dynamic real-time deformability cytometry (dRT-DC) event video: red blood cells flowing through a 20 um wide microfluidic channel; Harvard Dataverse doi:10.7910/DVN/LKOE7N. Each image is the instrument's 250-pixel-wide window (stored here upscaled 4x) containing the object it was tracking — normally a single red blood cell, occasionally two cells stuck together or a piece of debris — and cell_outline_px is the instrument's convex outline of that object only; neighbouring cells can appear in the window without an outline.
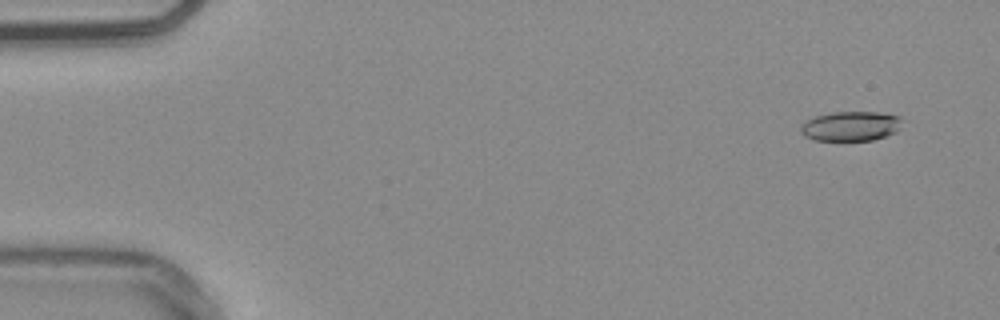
{"species": "common noctule bat (a hibernating species)", "species_latin": "Nyctalus noctula", "temperature_condition": "warm", "stored_images_in_passage": 51, "camera_frame_rate_fps": 3000, "um_per_image_px": 0.085, "animal": {"sex": "male", "body_mass_g": 20.4}, "frame": {"image": 1, "passage_image": 1, "time_ms": 0.0, "image_size_px": [1000, 320], "cell_outline_px": [[904, 120], [900, 128], [896, 132], [872, 140], [816, 140], [804, 136], [800, 132], [800, 124], [816, 116], [832, 112], [880, 112], [900, 116]], "centroid_in_image_um": [72.34, 10.71], "position_along_channel_um": 12.7, "area_um2": 17.63}}
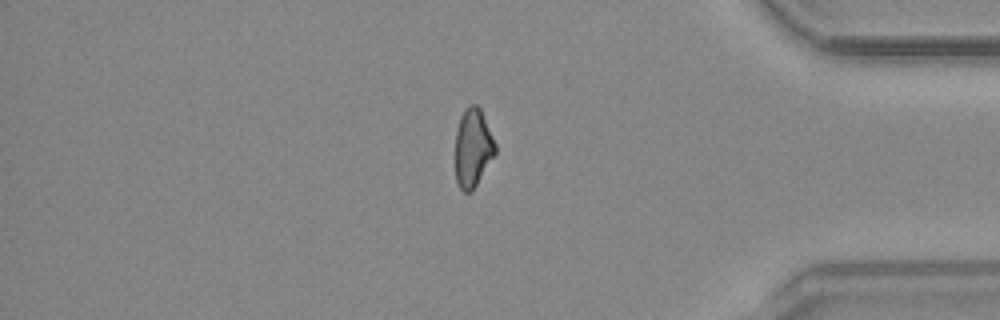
{"frame": {"image": 2, "passage_image": 43, "time_ms": 14.0, "image_size_px": [1000, 320], "cell_outline_px": [[496, 152], [472, 192], [464, 192], [460, 188], [456, 180], [456, 132], [460, 116], [464, 108], [468, 104], [476, 104], [480, 108], [496, 144]], "centroid_in_image_um": [40.19, 12.55], "position_along_channel_um": 395.0, "area_um2": 18.21}}
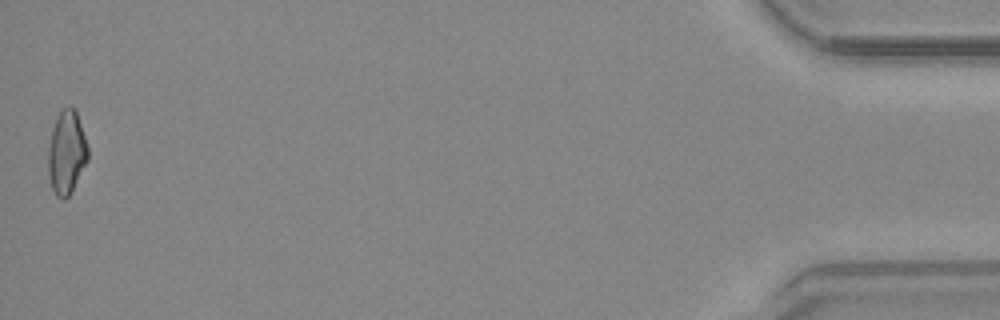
{"frame": {"image": 3, "passage_image": 51, "time_ms": 16.667, "image_size_px": [1000, 320], "cell_outline_px": [[88, 160], [72, 192], [64, 200], [56, 196], [52, 188], [48, 176], [48, 148], [52, 128], [56, 116], [60, 108], [72, 104], [76, 108], [88, 148]], "centroid_in_image_um": [5.65, 12.92], "position_along_channel_um": 429.5, "area_um2": 19.83}}